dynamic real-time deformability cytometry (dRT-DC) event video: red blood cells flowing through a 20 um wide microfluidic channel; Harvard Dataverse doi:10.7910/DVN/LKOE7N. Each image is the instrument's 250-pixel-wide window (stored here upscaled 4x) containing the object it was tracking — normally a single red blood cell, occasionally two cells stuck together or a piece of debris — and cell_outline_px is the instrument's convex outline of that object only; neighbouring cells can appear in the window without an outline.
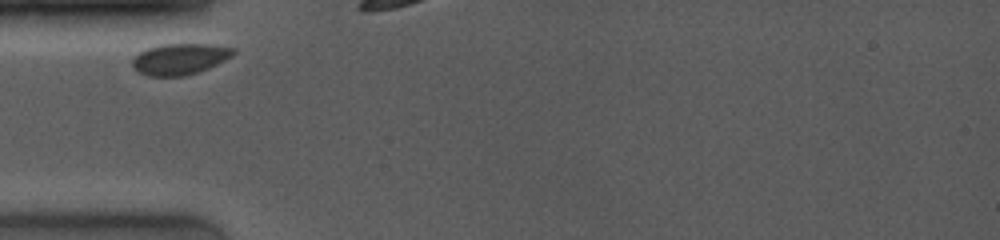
{"species": "common noctule bat (a hibernating species)", "species_latin": "Nyctalus noctula", "temperature_condition": "room temperature", "stored_images_in_passage": 7, "camera_frame_rate_fps": 4000, "um_per_image_px": 0.085, "animal": {"sex": "female", "body_mass_g": 19.0, "forearm_length_mm": 53.3}, "frame": {"image": 1, "passage_image": 1, "time_ms": 0.0, "image_size_px": [1000, 240], "cell_outline_px": [[236, 52], [232, 56], [200, 72], [184, 76], [148, 76], [132, 68], [132, 60], [140, 52], [148, 48], [160, 44], [208, 44], [236, 48]], "centroid_in_image_um": [15.29, 5.02], "position_along_channel_um": 69.7, "area_um2": 18.32}}
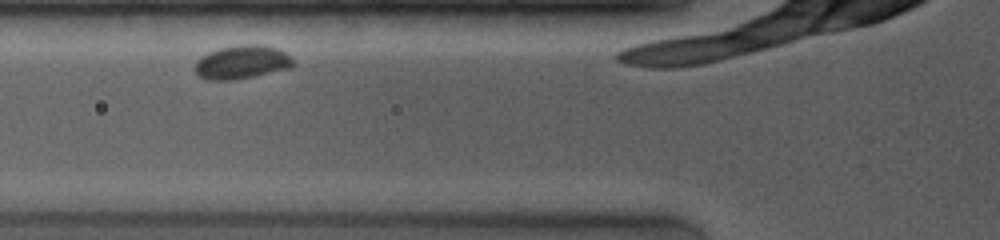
{"frame": {"image": 2, "passage_image": 2, "time_ms": 1.0, "image_size_px": [1000, 240], "cell_outline_px": [[296, 64], [292, 68], [236, 80], [208, 80], [200, 76], [196, 72], [196, 60], [200, 56], [208, 52], [220, 48], [240, 44], [260, 44], [276, 48], [284, 52]], "centroid_in_image_um": [20.57, 5.28], "position_along_channel_um": 105.2, "area_um2": 19.31}}